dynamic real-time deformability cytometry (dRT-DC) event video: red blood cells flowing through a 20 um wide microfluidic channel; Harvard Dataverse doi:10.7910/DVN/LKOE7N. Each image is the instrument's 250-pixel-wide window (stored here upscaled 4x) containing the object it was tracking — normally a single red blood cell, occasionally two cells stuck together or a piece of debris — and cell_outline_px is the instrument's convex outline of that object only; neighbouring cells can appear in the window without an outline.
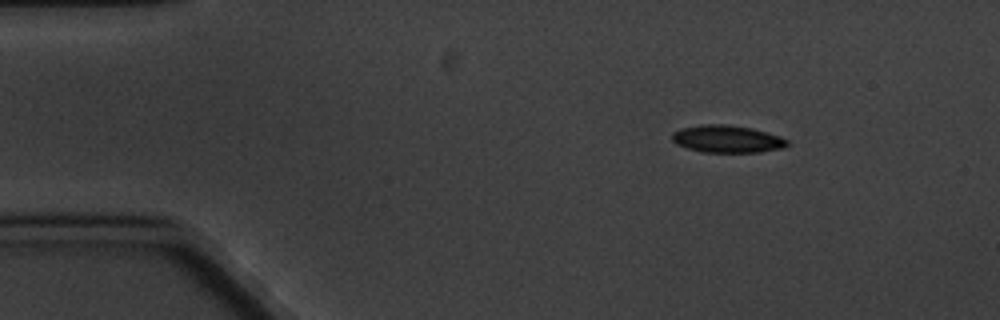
{"species": "common noctule bat (a hibernating species)", "species_latin": "Nyctalus noctula", "temperature_condition": "cold", "stored_images_in_passage": 9, "camera_frame_rate_fps": 3000, "um_per_image_px": 0.085, "animal": {"sex": "male", "body_mass_g": 20.1, "forearm_length_mm": 53.5}, "frame": {"image": 1, "passage_image": 1, "time_ms": 0.0, "image_size_px": [1000, 320], "cell_outline_px": [[788, 144], [784, 148], [760, 152], [704, 152], [688, 148], [676, 144], [672, 140], [672, 132], [680, 128], [700, 124], [724, 124], [752, 128], [780, 136], [788, 140]], "centroid_in_image_um": [61.8, 11.81], "position_along_channel_um": 23.2, "area_um2": 18.44}}
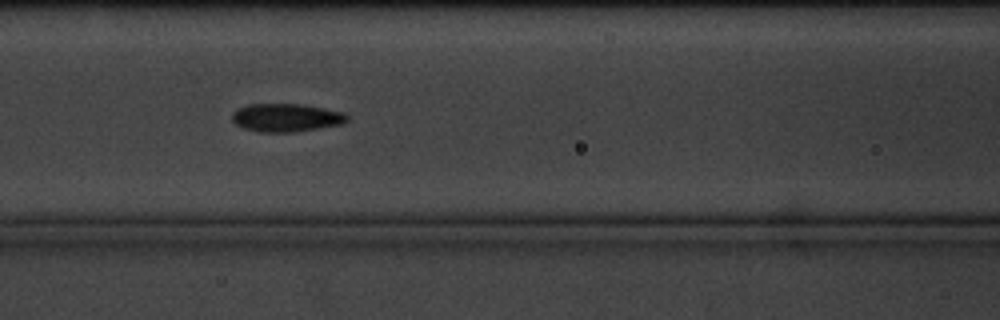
{"frame": {"image": 2, "passage_image": 6, "time_ms": 5.667, "image_size_px": [1000, 320], "cell_outline_px": [[348, 120], [344, 124], [296, 132], [260, 132], [244, 128], [236, 124], [232, 120], [232, 112], [236, 108], [248, 104], [300, 104], [324, 108], [344, 112], [348, 116]], "centroid_in_image_um": [24.33, 10.0], "position_along_channel_um": 142.3, "area_um2": 19.07}}
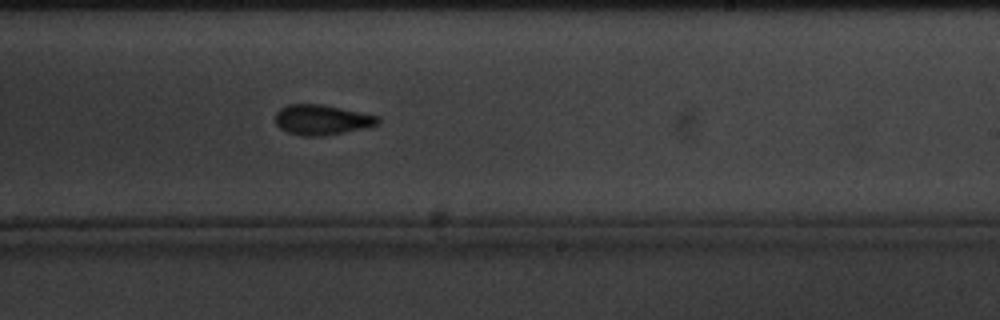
{"frame": {"image": 3, "passage_image": 9, "time_ms": 9.333, "image_size_px": [1000, 320], "cell_outline_px": [[380, 124], [344, 132], [320, 136], [300, 136], [288, 132], [280, 128], [276, 124], [276, 112], [280, 108], [288, 104], [324, 104], [380, 116]], "centroid_in_image_um": [27.36, 10.17], "position_along_channel_um": 261.6, "area_um2": 18.09}}